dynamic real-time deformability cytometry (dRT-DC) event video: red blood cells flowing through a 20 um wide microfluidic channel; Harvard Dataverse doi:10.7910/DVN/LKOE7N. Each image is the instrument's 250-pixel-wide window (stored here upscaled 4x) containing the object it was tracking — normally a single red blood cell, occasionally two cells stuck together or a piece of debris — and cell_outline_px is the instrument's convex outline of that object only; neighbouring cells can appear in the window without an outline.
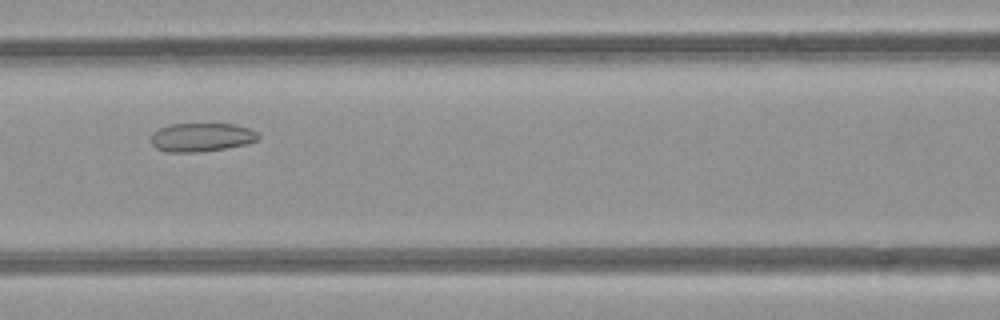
{"species": "common noctule bat (a hibernating species)", "species_latin": "Nyctalus noctula", "temperature_condition": "room temperature", "stored_images_in_passage": 6, "camera_frame_rate_fps": 3000, "um_per_image_px": 0.085, "animal": {"sex": "female", "body_mass_g": 21.9}, "frame": {"image": 1, "passage_image": 6, "time_ms": 5.667, "image_size_px": [1000, 320], "cell_outline_px": [[260, 136], [256, 140], [244, 144], [224, 148], [196, 152], [168, 152], [156, 148], [148, 140], [152, 132], [160, 128], [172, 124], [236, 124], [248, 128], [256, 132]], "centroid_in_image_um": [17.06, 11.66], "position_along_channel_um": 149.5, "area_um2": 17.8}}